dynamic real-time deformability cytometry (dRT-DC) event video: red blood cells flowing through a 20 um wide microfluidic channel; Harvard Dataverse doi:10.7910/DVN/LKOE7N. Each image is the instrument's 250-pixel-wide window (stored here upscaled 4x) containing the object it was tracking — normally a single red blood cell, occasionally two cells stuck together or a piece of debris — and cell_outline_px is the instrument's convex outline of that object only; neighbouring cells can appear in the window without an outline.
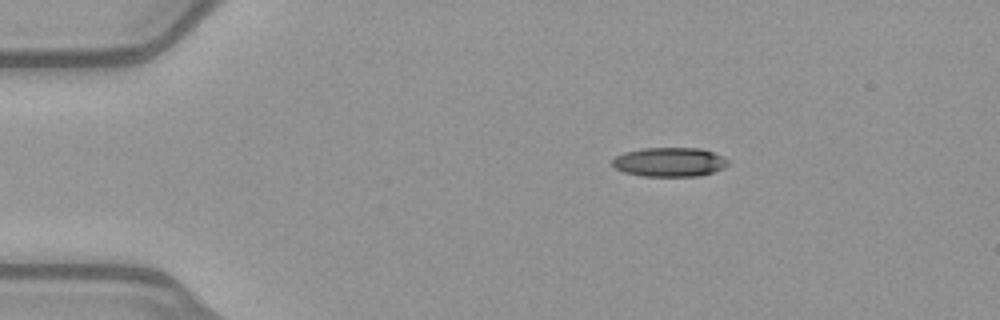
{"species": "common noctule bat (a hibernating species)", "species_latin": "Nyctalus noctula", "temperature_condition": "warm", "stored_images_in_passage": 43, "camera_frame_rate_fps": 3000, "um_per_image_px": 0.085, "animal": {"sex": "female", "body_mass_g": 21.9}, "frame": {"image": 1, "passage_image": 1, "time_ms": 0.0, "image_size_px": [1000, 320], "cell_outline_px": [[728, 164], [712, 172], [700, 176], [644, 176], [624, 172], [616, 168], [612, 164], [612, 160], [616, 156], [624, 152], [640, 148], [700, 148], [712, 152], [728, 160]], "centroid_in_image_um": [56.86, 13.77], "position_along_channel_um": 28.1, "area_um2": 19.48}}
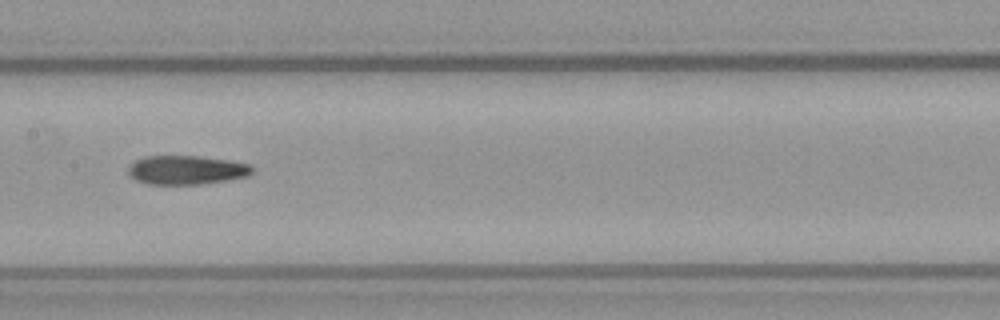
{"frame": {"image": 2, "passage_image": 18, "time_ms": 5.667, "image_size_px": [1000, 320], "cell_outline_px": [[252, 172], [248, 176], [200, 184], [148, 184], [136, 180], [128, 176], [128, 168], [136, 160], [144, 156], [196, 156], [228, 160], [248, 164], [252, 168]], "centroid_in_image_um": [15.8, 14.45], "position_along_channel_um": 191.6, "area_um2": 20.69}}
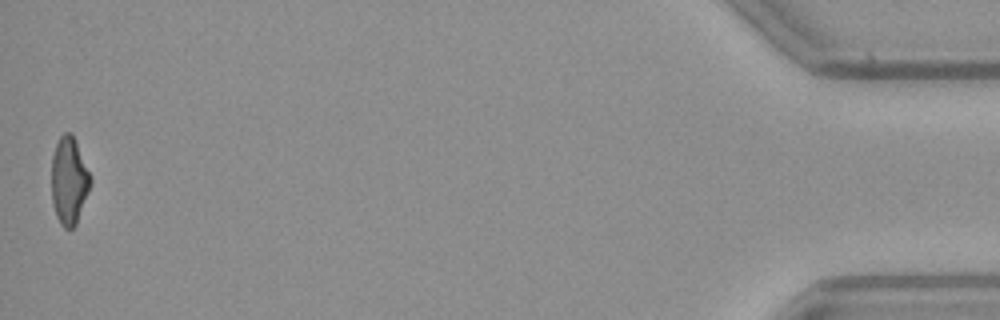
{"frame": {"image": 3, "passage_image": 43, "time_ms": 14.0, "image_size_px": [1000, 320], "cell_outline_px": [[92, 184], [76, 224], [72, 228], [64, 228], [60, 224], [56, 216], [52, 204], [52, 156], [56, 144], [60, 136], [64, 132], [72, 132], [92, 176]], "centroid_in_image_um": [5.89, 15.35], "position_along_channel_um": 429.3, "area_um2": 20.11}, "authors_computed_cell_mechanics": {"area_um2": 20.8658, "velocity_mm_per_s": 4.022, "shape_relaxation_time_tau1_ms": null, "shape_relaxation_time_tau2_ms": 3.0866, "deformation_change_tau1": null, "deformation_change_tau2": 0.1307}}